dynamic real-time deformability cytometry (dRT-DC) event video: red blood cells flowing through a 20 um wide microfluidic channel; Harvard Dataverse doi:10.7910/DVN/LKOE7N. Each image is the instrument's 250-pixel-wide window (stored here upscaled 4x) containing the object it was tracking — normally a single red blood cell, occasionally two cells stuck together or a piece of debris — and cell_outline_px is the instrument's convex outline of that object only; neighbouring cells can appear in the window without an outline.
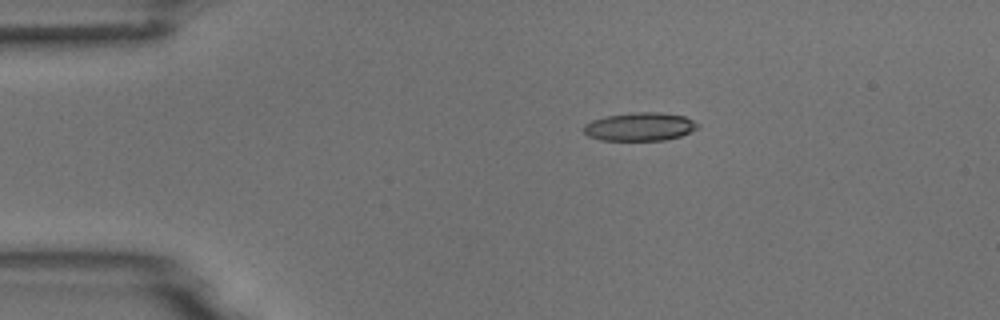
{"species": "common noctule bat (a hibernating species)", "species_latin": "Nyctalus noctula", "temperature_condition": "room temperature", "stored_images_in_passage": 5, "camera_frame_rate_fps": 3000, "um_per_image_px": 0.085, "animal": {"sex": "male", "body_mass_g": 18.8}, "frame": {"image": 1, "passage_image": 3, "time_ms": 2.333, "image_size_px": [1000, 320], "cell_outline_px": [[700, 128], [680, 136], [664, 140], [600, 140], [588, 136], [584, 132], [584, 124], [592, 120], [604, 116], [632, 112], [660, 112], [684, 116], [700, 124]], "centroid_in_image_um": [54.39, 10.76], "position_along_channel_um": 30.6, "area_um2": 18.96}}
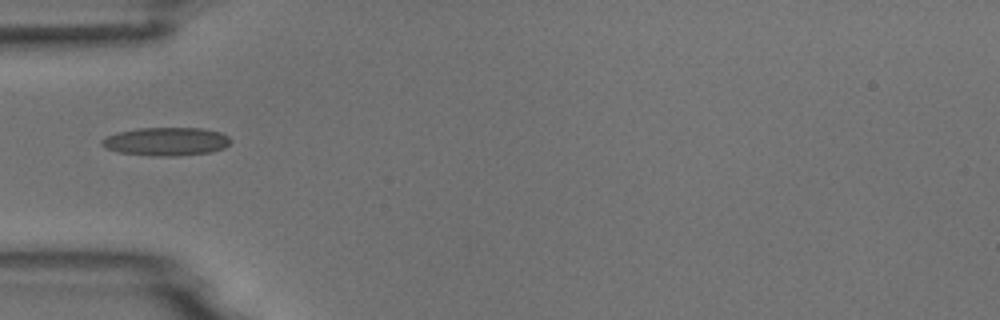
{"frame": {"image": 2, "passage_image": 5, "time_ms": 4.667, "image_size_px": [1000, 320], "cell_outline_px": [[232, 140], [224, 148], [212, 152], [176, 156], [152, 156], [116, 152], [104, 148], [100, 144], [100, 140], [116, 132], [136, 128], [204, 128], [220, 132], [228, 136]], "centroid_in_image_um": [14.1, 12.03], "position_along_channel_um": 70.9, "area_um2": 21.56}}